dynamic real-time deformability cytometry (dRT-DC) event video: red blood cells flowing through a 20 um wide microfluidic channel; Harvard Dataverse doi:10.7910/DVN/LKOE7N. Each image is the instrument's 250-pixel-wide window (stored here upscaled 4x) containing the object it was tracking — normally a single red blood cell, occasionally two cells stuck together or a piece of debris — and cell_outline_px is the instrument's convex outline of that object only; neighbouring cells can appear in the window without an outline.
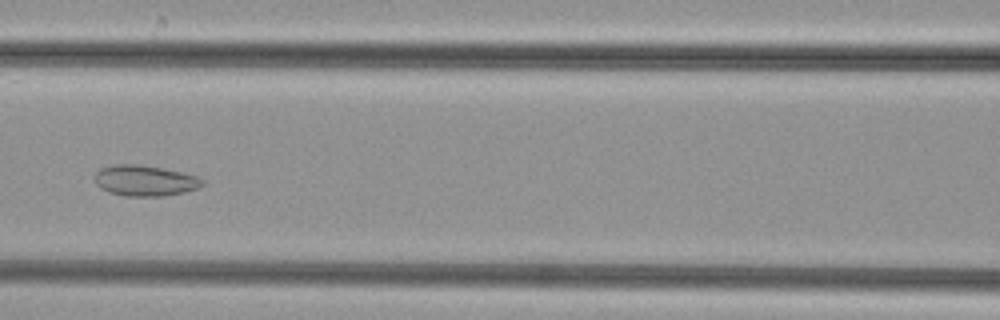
{"species": "common noctule bat (a hibernating species)", "species_latin": "Nyctalus noctula", "temperature_condition": "cold", "stored_images_in_passage": 49, "segment_of_instrument_passage": [1, 2], "camera_frame_rate_fps": 3000, "um_per_image_px": 0.085, "animal": {"sex": "female", "body_mass_g": 29.2, "forearm_length_mm": 56.3}, "frame": {"image": 1, "passage_image": 20, "time_ms": 6.333, "image_size_px": [1000, 320], "cell_outline_px": [[204, 184], [200, 188], [184, 192], [164, 196], [124, 196], [108, 192], [100, 188], [96, 184], [96, 172], [100, 168], [112, 164], [140, 164], [164, 168], [196, 176], [204, 180]], "centroid_in_image_um": [12.32, 15.35], "position_along_channel_um": 154.3, "area_um2": 19.48}}
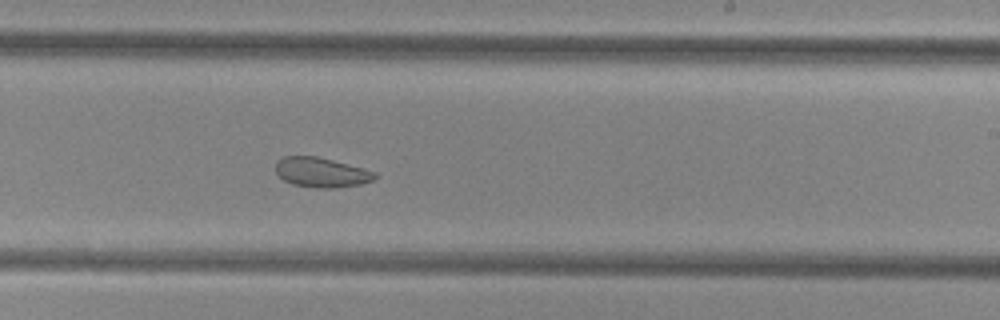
{"frame": {"image": 2, "passage_image": 28, "time_ms": 9.0, "image_size_px": [1000, 320], "cell_outline_px": [[380, 176], [376, 180], [360, 184], [336, 188], [316, 188], [292, 184], [284, 180], [276, 172], [276, 160], [284, 156], [316, 156], [364, 168], [376, 172]], "centroid_in_image_um": [27.36, 14.66], "position_along_channel_um": 261.6, "area_um2": 17.4}}
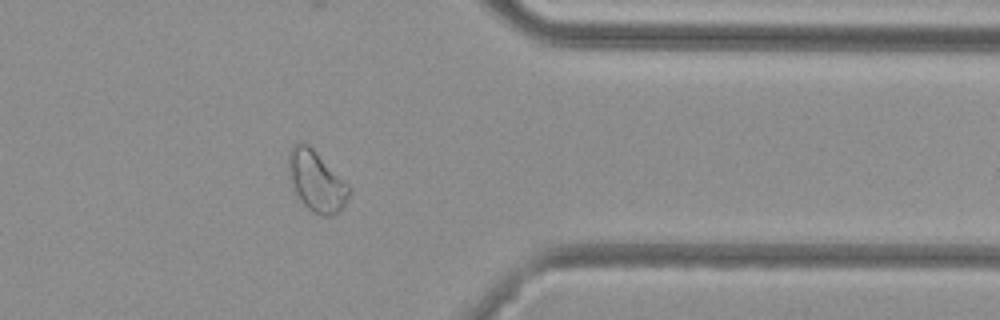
{"frame": {"image": 3, "passage_image": 38, "time_ms": 12.333, "image_size_px": [1000, 320], "cell_outline_px": [[352, 188], [344, 208], [340, 212], [332, 216], [320, 216], [312, 212], [300, 200], [288, 176], [288, 152], [296, 144], [308, 144]], "centroid_in_image_um": [26.92, 15.45], "position_along_channel_um": 384.5, "area_um2": 21.33}}